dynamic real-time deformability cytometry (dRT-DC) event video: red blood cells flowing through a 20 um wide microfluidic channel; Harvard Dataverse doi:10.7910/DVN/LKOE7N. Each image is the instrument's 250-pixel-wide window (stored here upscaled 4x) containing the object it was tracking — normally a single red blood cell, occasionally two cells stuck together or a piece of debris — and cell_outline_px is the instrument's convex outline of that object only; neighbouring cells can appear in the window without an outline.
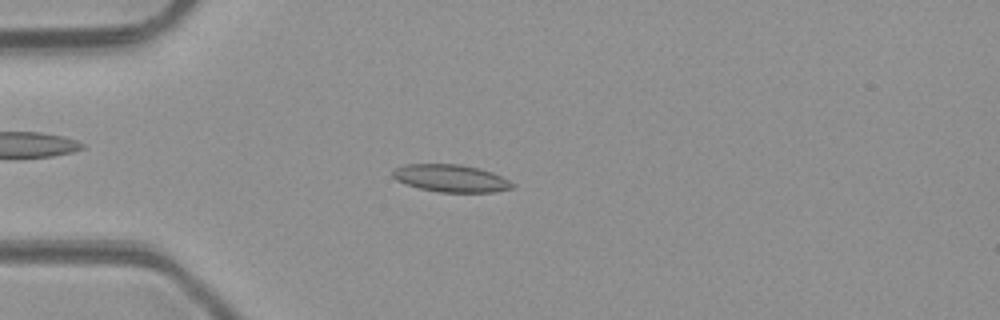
{"species": "common noctule bat (a hibernating species)", "species_latin": "Nyctalus noctula", "temperature_condition": "room temperature", "stored_images_in_passage": 5, "camera_frame_rate_fps": 3000, "um_per_image_px": 0.085, "animal": {"sex": "male", "body_mass_g": 23.1, "forearm_length_mm": 52.7}, "frame": {"image": 1, "passage_image": 5, "time_ms": 5.333, "image_size_px": [1000, 320], "cell_outline_px": [[516, 184], [512, 188], [492, 192], [440, 192], [420, 188], [396, 180], [392, 176], [392, 172], [396, 168], [408, 164], [460, 164], [480, 168], [492, 172]], "centroid_in_image_um": [38.34, 15.15], "position_along_channel_um": 46.7, "area_um2": 18.96}}